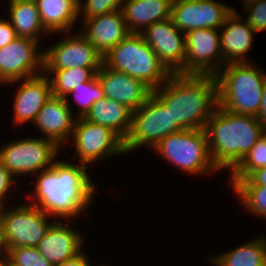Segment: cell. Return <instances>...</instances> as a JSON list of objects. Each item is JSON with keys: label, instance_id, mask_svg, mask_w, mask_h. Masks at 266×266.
Returning a JSON list of instances; mask_svg holds the SVG:
<instances>
[{"label": "cell", "instance_id": "23", "mask_svg": "<svg viewBox=\"0 0 266 266\" xmlns=\"http://www.w3.org/2000/svg\"><path fill=\"white\" fill-rule=\"evenodd\" d=\"M132 113L121 103L103 97L92 104L84 118L111 129L125 141L131 128Z\"/></svg>", "mask_w": 266, "mask_h": 266}, {"label": "cell", "instance_id": "39", "mask_svg": "<svg viewBox=\"0 0 266 266\" xmlns=\"http://www.w3.org/2000/svg\"><path fill=\"white\" fill-rule=\"evenodd\" d=\"M2 214H3V209L0 208V248H1V227H2Z\"/></svg>", "mask_w": 266, "mask_h": 266}, {"label": "cell", "instance_id": "21", "mask_svg": "<svg viewBox=\"0 0 266 266\" xmlns=\"http://www.w3.org/2000/svg\"><path fill=\"white\" fill-rule=\"evenodd\" d=\"M233 9L220 28V48L225 64L246 63L245 54L252 48L255 31Z\"/></svg>", "mask_w": 266, "mask_h": 266}, {"label": "cell", "instance_id": "37", "mask_svg": "<svg viewBox=\"0 0 266 266\" xmlns=\"http://www.w3.org/2000/svg\"><path fill=\"white\" fill-rule=\"evenodd\" d=\"M57 266H90V264L86 254L81 251L76 256L65 260L62 264Z\"/></svg>", "mask_w": 266, "mask_h": 266}, {"label": "cell", "instance_id": "9", "mask_svg": "<svg viewBox=\"0 0 266 266\" xmlns=\"http://www.w3.org/2000/svg\"><path fill=\"white\" fill-rule=\"evenodd\" d=\"M6 144L0 149V160L13 176L49 169L60 151L54 141L44 137L21 138Z\"/></svg>", "mask_w": 266, "mask_h": 266}, {"label": "cell", "instance_id": "32", "mask_svg": "<svg viewBox=\"0 0 266 266\" xmlns=\"http://www.w3.org/2000/svg\"><path fill=\"white\" fill-rule=\"evenodd\" d=\"M125 0H86L83 2L79 0V15L80 12L84 19H90L103 14L121 10L122 4Z\"/></svg>", "mask_w": 266, "mask_h": 266}, {"label": "cell", "instance_id": "27", "mask_svg": "<svg viewBox=\"0 0 266 266\" xmlns=\"http://www.w3.org/2000/svg\"><path fill=\"white\" fill-rule=\"evenodd\" d=\"M99 70L100 68L74 67L64 70H43V72L54 75L52 79L49 78L52 95L64 98L80 84L91 81Z\"/></svg>", "mask_w": 266, "mask_h": 266}, {"label": "cell", "instance_id": "22", "mask_svg": "<svg viewBox=\"0 0 266 266\" xmlns=\"http://www.w3.org/2000/svg\"><path fill=\"white\" fill-rule=\"evenodd\" d=\"M172 1L125 0L121 11L128 31L130 33H141L148 26L169 19Z\"/></svg>", "mask_w": 266, "mask_h": 266}, {"label": "cell", "instance_id": "20", "mask_svg": "<svg viewBox=\"0 0 266 266\" xmlns=\"http://www.w3.org/2000/svg\"><path fill=\"white\" fill-rule=\"evenodd\" d=\"M83 20L84 30L80 34L88 39L103 57L130 34L121 10Z\"/></svg>", "mask_w": 266, "mask_h": 266}, {"label": "cell", "instance_id": "16", "mask_svg": "<svg viewBox=\"0 0 266 266\" xmlns=\"http://www.w3.org/2000/svg\"><path fill=\"white\" fill-rule=\"evenodd\" d=\"M96 76L104 97L121 103L132 112L140 108L152 93L142 81L123 72L109 69L104 64Z\"/></svg>", "mask_w": 266, "mask_h": 266}, {"label": "cell", "instance_id": "40", "mask_svg": "<svg viewBox=\"0 0 266 266\" xmlns=\"http://www.w3.org/2000/svg\"><path fill=\"white\" fill-rule=\"evenodd\" d=\"M8 1H15V0H8ZM20 1H36V0H20Z\"/></svg>", "mask_w": 266, "mask_h": 266}, {"label": "cell", "instance_id": "13", "mask_svg": "<svg viewBox=\"0 0 266 266\" xmlns=\"http://www.w3.org/2000/svg\"><path fill=\"white\" fill-rule=\"evenodd\" d=\"M232 11L215 0H173L170 19L185 34L195 29H220Z\"/></svg>", "mask_w": 266, "mask_h": 266}, {"label": "cell", "instance_id": "19", "mask_svg": "<svg viewBox=\"0 0 266 266\" xmlns=\"http://www.w3.org/2000/svg\"><path fill=\"white\" fill-rule=\"evenodd\" d=\"M77 231L60 221L52 222L37 249L53 266L60 265L82 251L85 239Z\"/></svg>", "mask_w": 266, "mask_h": 266}, {"label": "cell", "instance_id": "3", "mask_svg": "<svg viewBox=\"0 0 266 266\" xmlns=\"http://www.w3.org/2000/svg\"><path fill=\"white\" fill-rule=\"evenodd\" d=\"M209 154L217 169L232 171L266 134L256 116L236 114L219 105L207 121Z\"/></svg>", "mask_w": 266, "mask_h": 266}, {"label": "cell", "instance_id": "25", "mask_svg": "<svg viewBox=\"0 0 266 266\" xmlns=\"http://www.w3.org/2000/svg\"><path fill=\"white\" fill-rule=\"evenodd\" d=\"M9 3V21L18 37L40 42L39 36L42 33H49L41 22L36 1L15 0Z\"/></svg>", "mask_w": 266, "mask_h": 266}, {"label": "cell", "instance_id": "18", "mask_svg": "<svg viewBox=\"0 0 266 266\" xmlns=\"http://www.w3.org/2000/svg\"><path fill=\"white\" fill-rule=\"evenodd\" d=\"M70 107L64 98L51 95L33 122L42 131L44 138L54 141L60 148L67 142L65 139L73 135L77 120L73 119Z\"/></svg>", "mask_w": 266, "mask_h": 266}, {"label": "cell", "instance_id": "17", "mask_svg": "<svg viewBox=\"0 0 266 266\" xmlns=\"http://www.w3.org/2000/svg\"><path fill=\"white\" fill-rule=\"evenodd\" d=\"M49 74H39L22 79L13 102V122L15 125L34 122L38 112L51 97Z\"/></svg>", "mask_w": 266, "mask_h": 266}, {"label": "cell", "instance_id": "2", "mask_svg": "<svg viewBox=\"0 0 266 266\" xmlns=\"http://www.w3.org/2000/svg\"><path fill=\"white\" fill-rule=\"evenodd\" d=\"M152 94L182 130L205 129L218 107L216 75L171 74Z\"/></svg>", "mask_w": 266, "mask_h": 266}, {"label": "cell", "instance_id": "31", "mask_svg": "<svg viewBox=\"0 0 266 266\" xmlns=\"http://www.w3.org/2000/svg\"><path fill=\"white\" fill-rule=\"evenodd\" d=\"M71 93L74 95L76 104L81 107V111L79 110L77 118L85 117L86 114L90 111L92 104L104 97V93L97 79V76H95L91 81L80 84L79 87H76L73 89V91L69 92L64 97V100L68 105L70 103L68 96Z\"/></svg>", "mask_w": 266, "mask_h": 266}, {"label": "cell", "instance_id": "36", "mask_svg": "<svg viewBox=\"0 0 266 266\" xmlns=\"http://www.w3.org/2000/svg\"><path fill=\"white\" fill-rule=\"evenodd\" d=\"M18 37L16 31L12 27L10 21L5 19L0 20V48L6 46L8 43H11Z\"/></svg>", "mask_w": 266, "mask_h": 266}, {"label": "cell", "instance_id": "6", "mask_svg": "<svg viewBox=\"0 0 266 266\" xmlns=\"http://www.w3.org/2000/svg\"><path fill=\"white\" fill-rule=\"evenodd\" d=\"M153 149L187 174L203 175L218 171L209 154L205 129L180 130L172 133Z\"/></svg>", "mask_w": 266, "mask_h": 266}, {"label": "cell", "instance_id": "29", "mask_svg": "<svg viewBox=\"0 0 266 266\" xmlns=\"http://www.w3.org/2000/svg\"><path fill=\"white\" fill-rule=\"evenodd\" d=\"M266 166V134L262 136L246 156L231 171V180L248 178L254 171Z\"/></svg>", "mask_w": 266, "mask_h": 266}, {"label": "cell", "instance_id": "28", "mask_svg": "<svg viewBox=\"0 0 266 266\" xmlns=\"http://www.w3.org/2000/svg\"><path fill=\"white\" fill-rule=\"evenodd\" d=\"M0 262L4 266H53L37 247L0 248Z\"/></svg>", "mask_w": 266, "mask_h": 266}, {"label": "cell", "instance_id": "5", "mask_svg": "<svg viewBox=\"0 0 266 266\" xmlns=\"http://www.w3.org/2000/svg\"><path fill=\"white\" fill-rule=\"evenodd\" d=\"M103 64L142 81L152 91L171 75L140 33H130L112 48L103 57Z\"/></svg>", "mask_w": 266, "mask_h": 266}, {"label": "cell", "instance_id": "41", "mask_svg": "<svg viewBox=\"0 0 266 266\" xmlns=\"http://www.w3.org/2000/svg\"><path fill=\"white\" fill-rule=\"evenodd\" d=\"M251 1H254V0H243V3L251 2Z\"/></svg>", "mask_w": 266, "mask_h": 266}, {"label": "cell", "instance_id": "15", "mask_svg": "<svg viewBox=\"0 0 266 266\" xmlns=\"http://www.w3.org/2000/svg\"><path fill=\"white\" fill-rule=\"evenodd\" d=\"M140 34L171 74H184L185 34L170 18L148 26Z\"/></svg>", "mask_w": 266, "mask_h": 266}, {"label": "cell", "instance_id": "30", "mask_svg": "<svg viewBox=\"0 0 266 266\" xmlns=\"http://www.w3.org/2000/svg\"><path fill=\"white\" fill-rule=\"evenodd\" d=\"M242 204L250 213L266 218L265 185H232Z\"/></svg>", "mask_w": 266, "mask_h": 266}, {"label": "cell", "instance_id": "7", "mask_svg": "<svg viewBox=\"0 0 266 266\" xmlns=\"http://www.w3.org/2000/svg\"><path fill=\"white\" fill-rule=\"evenodd\" d=\"M180 130L168 108L151 93L146 102L132 113L131 128L124 141L125 153L145 144L153 149L166 136Z\"/></svg>", "mask_w": 266, "mask_h": 266}, {"label": "cell", "instance_id": "4", "mask_svg": "<svg viewBox=\"0 0 266 266\" xmlns=\"http://www.w3.org/2000/svg\"><path fill=\"white\" fill-rule=\"evenodd\" d=\"M218 105L230 112L256 116L266 73L251 63H228L216 74Z\"/></svg>", "mask_w": 266, "mask_h": 266}, {"label": "cell", "instance_id": "26", "mask_svg": "<svg viewBox=\"0 0 266 266\" xmlns=\"http://www.w3.org/2000/svg\"><path fill=\"white\" fill-rule=\"evenodd\" d=\"M209 260L215 266H266V238L259 236Z\"/></svg>", "mask_w": 266, "mask_h": 266}, {"label": "cell", "instance_id": "14", "mask_svg": "<svg viewBox=\"0 0 266 266\" xmlns=\"http://www.w3.org/2000/svg\"><path fill=\"white\" fill-rule=\"evenodd\" d=\"M43 52V70L100 68L103 65L101 53L82 34L67 36Z\"/></svg>", "mask_w": 266, "mask_h": 266}, {"label": "cell", "instance_id": "33", "mask_svg": "<svg viewBox=\"0 0 266 266\" xmlns=\"http://www.w3.org/2000/svg\"><path fill=\"white\" fill-rule=\"evenodd\" d=\"M248 13L246 22L256 32L266 30V0H254L243 3Z\"/></svg>", "mask_w": 266, "mask_h": 266}, {"label": "cell", "instance_id": "8", "mask_svg": "<svg viewBox=\"0 0 266 266\" xmlns=\"http://www.w3.org/2000/svg\"><path fill=\"white\" fill-rule=\"evenodd\" d=\"M51 224L49 215L36 205L24 203L15 208L5 207L1 248L37 247Z\"/></svg>", "mask_w": 266, "mask_h": 266}, {"label": "cell", "instance_id": "12", "mask_svg": "<svg viewBox=\"0 0 266 266\" xmlns=\"http://www.w3.org/2000/svg\"><path fill=\"white\" fill-rule=\"evenodd\" d=\"M185 43L184 74L216 75L225 65L220 48V29L189 31L185 33Z\"/></svg>", "mask_w": 266, "mask_h": 266}, {"label": "cell", "instance_id": "24", "mask_svg": "<svg viewBox=\"0 0 266 266\" xmlns=\"http://www.w3.org/2000/svg\"><path fill=\"white\" fill-rule=\"evenodd\" d=\"M36 3L41 22L49 33H68L79 18V0H36Z\"/></svg>", "mask_w": 266, "mask_h": 266}, {"label": "cell", "instance_id": "35", "mask_svg": "<svg viewBox=\"0 0 266 266\" xmlns=\"http://www.w3.org/2000/svg\"><path fill=\"white\" fill-rule=\"evenodd\" d=\"M231 185H265L266 186V166L254 171L248 178L241 180H231Z\"/></svg>", "mask_w": 266, "mask_h": 266}, {"label": "cell", "instance_id": "10", "mask_svg": "<svg viewBox=\"0 0 266 266\" xmlns=\"http://www.w3.org/2000/svg\"><path fill=\"white\" fill-rule=\"evenodd\" d=\"M72 138L76 148L73 157L78 156L79 163L86 166L95 160L125 153L124 141L115 132L84 117L77 118Z\"/></svg>", "mask_w": 266, "mask_h": 266}, {"label": "cell", "instance_id": "38", "mask_svg": "<svg viewBox=\"0 0 266 266\" xmlns=\"http://www.w3.org/2000/svg\"><path fill=\"white\" fill-rule=\"evenodd\" d=\"M257 119L263 125V127L266 129V78L263 82L262 102H261V106L259 109V113L257 115Z\"/></svg>", "mask_w": 266, "mask_h": 266}, {"label": "cell", "instance_id": "1", "mask_svg": "<svg viewBox=\"0 0 266 266\" xmlns=\"http://www.w3.org/2000/svg\"><path fill=\"white\" fill-rule=\"evenodd\" d=\"M87 166L57 160L49 169L36 174L34 201L44 213L57 218H72L90 205L95 191ZM31 195V196H30Z\"/></svg>", "mask_w": 266, "mask_h": 266}, {"label": "cell", "instance_id": "11", "mask_svg": "<svg viewBox=\"0 0 266 266\" xmlns=\"http://www.w3.org/2000/svg\"><path fill=\"white\" fill-rule=\"evenodd\" d=\"M38 41L17 37L0 48V83L14 84L43 72L44 52ZM39 72V73H38Z\"/></svg>", "mask_w": 266, "mask_h": 266}, {"label": "cell", "instance_id": "34", "mask_svg": "<svg viewBox=\"0 0 266 266\" xmlns=\"http://www.w3.org/2000/svg\"><path fill=\"white\" fill-rule=\"evenodd\" d=\"M14 176L7 170L3 162L0 160V208L4 209L5 197L16 180ZM14 179V180H13ZM6 194V195H5ZM4 199V200H3Z\"/></svg>", "mask_w": 266, "mask_h": 266}]
</instances>
